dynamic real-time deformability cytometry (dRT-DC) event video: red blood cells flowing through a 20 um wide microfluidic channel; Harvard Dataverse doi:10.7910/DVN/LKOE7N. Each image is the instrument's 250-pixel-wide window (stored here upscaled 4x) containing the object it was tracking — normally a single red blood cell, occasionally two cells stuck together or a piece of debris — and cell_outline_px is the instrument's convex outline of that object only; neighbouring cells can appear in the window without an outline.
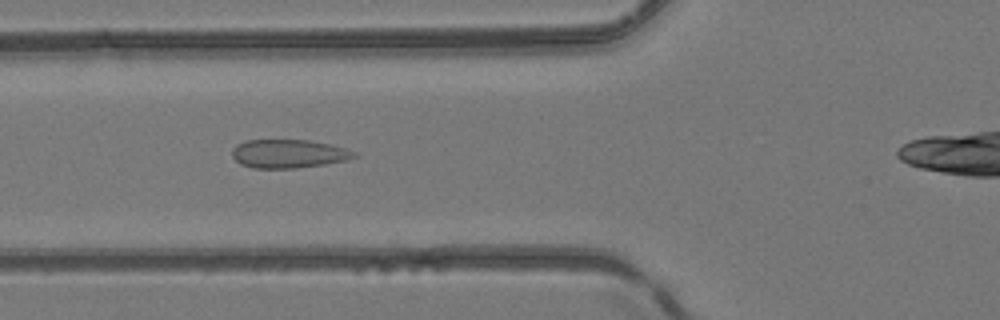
{"species": "common noctule bat (a hibernating species)", "species_latin": "Nyctalus noctula", "temperature_condition": "room temperature", "stored_images_in_passage": 12, "camera_frame_rate_fps": 3000, "um_per_image_px": 0.085, "animal": {"sex": "female", "body_mass_g": 24.6, "forearm_length_mm": 56.2}, "frame": {"image": 1, "passage_image": 7, "time_ms": 2.0, "image_size_px": [1000, 320], "cell_outline_px": [[356, 156], [348, 160], [324, 164], [296, 168], [252, 168], [240, 164], [232, 156], [232, 148], [236, 144], [244, 140], [308, 140], [328, 144], [344, 148], [356, 152]], "centroid_in_image_um": [24.48, 13.06], "position_along_channel_um": 101.3, "area_um2": 20.29}}
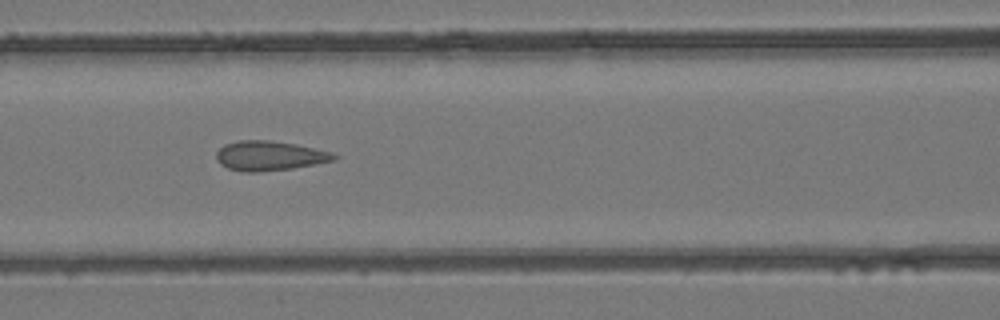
{"frame": {"image": 2, "passage_image": 10, "time_ms": 3.0, "image_size_px": [1000, 320], "cell_outline_px": [[340, 156], [336, 160], [316, 164], [292, 168], [256, 172], [244, 172], [228, 168], [220, 164], [216, 160], [216, 152], [224, 144], [240, 140], [272, 140], [296, 144], [332, 152]], "centroid_in_image_um": [22.92, 13.23], "position_along_channel_um": 143.7, "area_um2": 20.46}}